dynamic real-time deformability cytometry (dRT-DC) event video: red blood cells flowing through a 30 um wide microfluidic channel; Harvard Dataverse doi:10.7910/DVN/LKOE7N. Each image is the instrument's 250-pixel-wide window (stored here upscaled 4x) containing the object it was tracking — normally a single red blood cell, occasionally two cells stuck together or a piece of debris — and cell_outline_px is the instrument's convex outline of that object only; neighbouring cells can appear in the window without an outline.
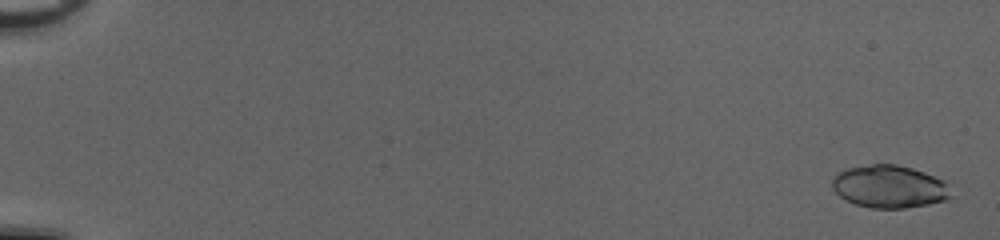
{"species": "common noctule bat (a hibernating species)", "species_latin": "Nyctalus noctula", "temperature_condition": "cold", "stored_images_in_passage": 53, "camera_frame_rate_fps": 3000, "um_per_image_px": 0.085, "animal": {"sex": "female", "body_mass_g": 20.0, "forearm_length_mm": 54.0}, "frame": {"image": 1, "passage_image": 2, "time_ms": 0.333, "image_size_px": [1000, 240], "cell_outline_px": [[952, 196], [944, 200], [928, 204], [904, 208], [872, 208], [856, 204], [840, 196], [832, 188], [832, 180], [836, 172], [848, 168], [872, 164], [896, 164], [912, 168], [924, 172], [944, 180]], "centroid_in_image_um": [75.58, 15.85], "position_along_channel_um": 9.4, "area_um2": 29.36}}
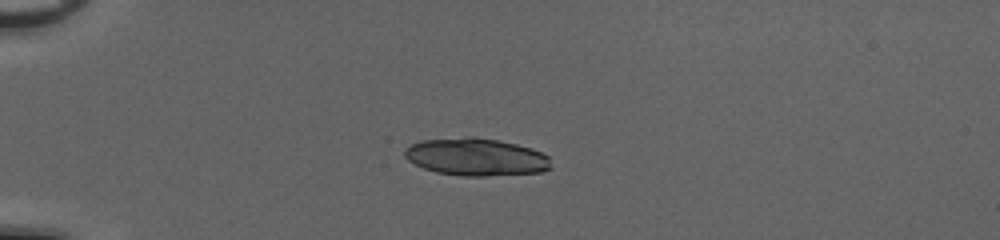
{"frame": {"image": 2, "passage_image": 16, "time_ms": 5.0, "image_size_px": [1000, 240], "cell_outline_px": [[552, 168], [540, 172], [484, 176], [464, 176], [436, 172], [424, 168], [408, 160], [404, 156], [404, 152], [412, 144], [424, 140], [468, 136], [496, 140], [516, 144], [532, 148], [548, 156]], "centroid_in_image_um": [40.48, 13.34], "position_along_channel_um": 44.5, "area_um2": 31.73}}